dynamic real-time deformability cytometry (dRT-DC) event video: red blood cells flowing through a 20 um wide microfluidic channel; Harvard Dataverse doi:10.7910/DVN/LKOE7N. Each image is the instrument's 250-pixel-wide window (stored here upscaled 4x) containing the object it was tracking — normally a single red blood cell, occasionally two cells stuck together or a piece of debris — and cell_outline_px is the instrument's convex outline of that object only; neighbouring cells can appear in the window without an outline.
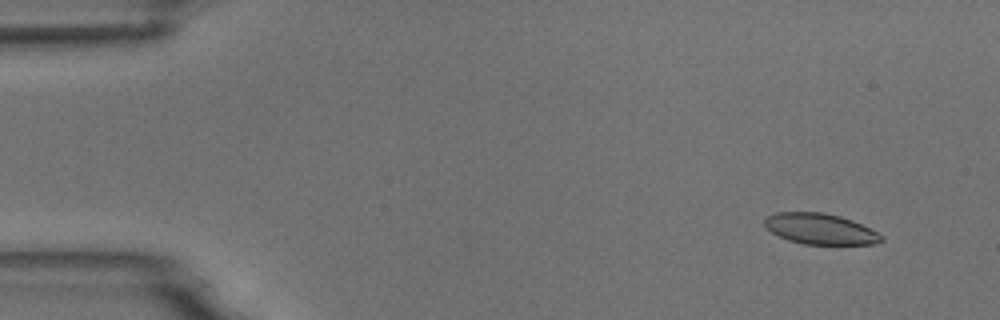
{"species": "common noctule bat (a hibernating species)", "species_latin": "Nyctalus noctula", "temperature_condition": "room temperature", "stored_images_in_passage": 2, "camera_frame_rate_fps": 3000, "um_per_image_px": 0.085, "animal": {"sex": "male", "body_mass_g": 18.8}, "frame": {"image": 1, "passage_image": 1, "time_ms": 0.0, "image_size_px": [1000, 320], "cell_outline_px": [[884, 240], [876, 244], [804, 244], [788, 240], [764, 228], [764, 220], [768, 216], [776, 212], [824, 212], [840, 216], [852, 220], [884, 236]], "centroid_in_image_um": [69.7, 19.45], "position_along_channel_um": 15.3, "area_um2": 20.92}}